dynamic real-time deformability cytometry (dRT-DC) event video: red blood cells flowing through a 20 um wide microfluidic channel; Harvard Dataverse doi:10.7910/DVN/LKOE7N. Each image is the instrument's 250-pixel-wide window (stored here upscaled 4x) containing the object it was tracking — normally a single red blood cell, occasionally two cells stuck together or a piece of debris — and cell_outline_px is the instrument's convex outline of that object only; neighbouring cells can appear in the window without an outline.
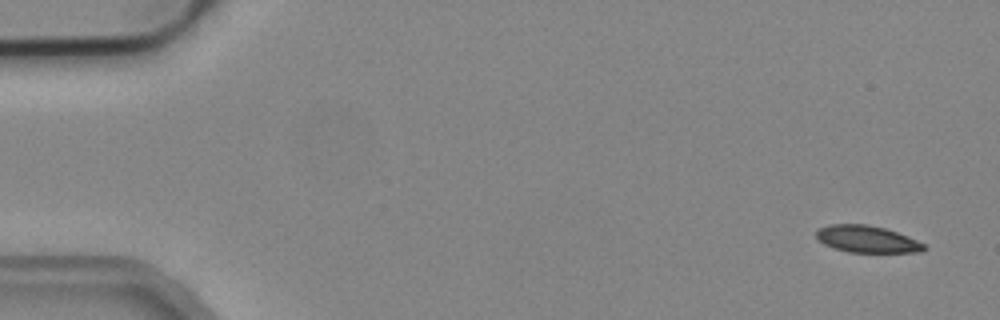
{"species": "common noctule bat (a hibernating species)", "species_latin": "Nyctalus noctula", "temperature_condition": "cold", "stored_images_in_passage": 7, "camera_frame_rate_fps": 3000, "um_per_image_px": 0.085, "animal": {"sex": "male", "body_mass_g": 19.2, "forearm_length_mm": 51.8}, "frame": {"image": 1, "passage_image": 1, "time_ms": 0.0, "image_size_px": [1000, 320], "cell_outline_px": [[928, 248], [920, 252], [848, 252], [824, 244], [816, 236], [816, 232], [820, 228], [828, 224], [868, 224], [884, 228], [908, 236], [924, 244]], "centroid_in_image_um": [73.71, 20.32], "position_along_channel_um": 11.3, "area_um2": 16.76}}
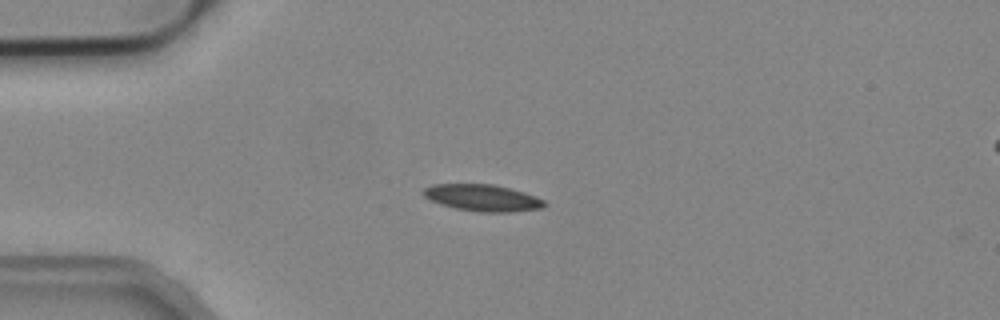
{"frame": {"image": 2, "passage_image": 4, "time_ms": 1.0, "image_size_px": [1000, 320], "cell_outline_px": [[548, 204], [544, 208], [512, 212], [476, 212], [456, 208], [440, 204], [424, 196], [420, 192], [424, 188], [432, 184], [492, 184], [524, 192], [544, 200]], "centroid_in_image_um": [41.02, 16.82], "position_along_channel_um": 44.0, "area_um2": 18.9}}